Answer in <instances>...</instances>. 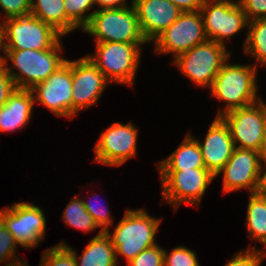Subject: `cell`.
<instances>
[{
	"instance_id": "cell-12",
	"label": "cell",
	"mask_w": 266,
	"mask_h": 266,
	"mask_svg": "<svg viewBox=\"0 0 266 266\" xmlns=\"http://www.w3.org/2000/svg\"><path fill=\"white\" fill-rule=\"evenodd\" d=\"M207 40L201 12L186 11L154 40V50L157 54H173L174 60Z\"/></svg>"
},
{
	"instance_id": "cell-27",
	"label": "cell",
	"mask_w": 266,
	"mask_h": 266,
	"mask_svg": "<svg viewBox=\"0 0 266 266\" xmlns=\"http://www.w3.org/2000/svg\"><path fill=\"white\" fill-rule=\"evenodd\" d=\"M40 266H77V263L74 253L67 246L57 244L42 253Z\"/></svg>"
},
{
	"instance_id": "cell-23",
	"label": "cell",
	"mask_w": 266,
	"mask_h": 266,
	"mask_svg": "<svg viewBox=\"0 0 266 266\" xmlns=\"http://www.w3.org/2000/svg\"><path fill=\"white\" fill-rule=\"evenodd\" d=\"M247 206L246 227L248 237L266 247V194H250Z\"/></svg>"
},
{
	"instance_id": "cell-2",
	"label": "cell",
	"mask_w": 266,
	"mask_h": 266,
	"mask_svg": "<svg viewBox=\"0 0 266 266\" xmlns=\"http://www.w3.org/2000/svg\"><path fill=\"white\" fill-rule=\"evenodd\" d=\"M61 42L62 40L53 48L45 50H5L3 64L17 89L30 90L36 84L44 82L66 62V58L61 56ZM15 68L18 72H15Z\"/></svg>"
},
{
	"instance_id": "cell-24",
	"label": "cell",
	"mask_w": 266,
	"mask_h": 266,
	"mask_svg": "<svg viewBox=\"0 0 266 266\" xmlns=\"http://www.w3.org/2000/svg\"><path fill=\"white\" fill-rule=\"evenodd\" d=\"M247 29L243 52L256 60L255 67H266V18L248 22Z\"/></svg>"
},
{
	"instance_id": "cell-35",
	"label": "cell",
	"mask_w": 266,
	"mask_h": 266,
	"mask_svg": "<svg viewBox=\"0 0 266 266\" xmlns=\"http://www.w3.org/2000/svg\"><path fill=\"white\" fill-rule=\"evenodd\" d=\"M16 89L13 79L10 77L4 64L0 65V107H2L9 96Z\"/></svg>"
},
{
	"instance_id": "cell-29",
	"label": "cell",
	"mask_w": 266,
	"mask_h": 266,
	"mask_svg": "<svg viewBox=\"0 0 266 266\" xmlns=\"http://www.w3.org/2000/svg\"><path fill=\"white\" fill-rule=\"evenodd\" d=\"M17 245L15 238L0 219V264H6V261H8L5 266H9L14 261L22 259L21 257L19 258L18 254L16 255Z\"/></svg>"
},
{
	"instance_id": "cell-11",
	"label": "cell",
	"mask_w": 266,
	"mask_h": 266,
	"mask_svg": "<svg viewBox=\"0 0 266 266\" xmlns=\"http://www.w3.org/2000/svg\"><path fill=\"white\" fill-rule=\"evenodd\" d=\"M200 12L207 39L224 46L226 39H231L248 26V20L237 0L204 1Z\"/></svg>"
},
{
	"instance_id": "cell-41",
	"label": "cell",
	"mask_w": 266,
	"mask_h": 266,
	"mask_svg": "<svg viewBox=\"0 0 266 266\" xmlns=\"http://www.w3.org/2000/svg\"><path fill=\"white\" fill-rule=\"evenodd\" d=\"M9 266H29L28 265V262L24 261L23 259L21 260H17V261H14L11 265ZM40 266V264H39Z\"/></svg>"
},
{
	"instance_id": "cell-6",
	"label": "cell",
	"mask_w": 266,
	"mask_h": 266,
	"mask_svg": "<svg viewBox=\"0 0 266 266\" xmlns=\"http://www.w3.org/2000/svg\"><path fill=\"white\" fill-rule=\"evenodd\" d=\"M230 55L227 46L207 40L180 54L172 63L195 85L209 90Z\"/></svg>"
},
{
	"instance_id": "cell-4",
	"label": "cell",
	"mask_w": 266,
	"mask_h": 266,
	"mask_svg": "<svg viewBox=\"0 0 266 266\" xmlns=\"http://www.w3.org/2000/svg\"><path fill=\"white\" fill-rule=\"evenodd\" d=\"M143 44L146 43L97 42L95 53L86 57L110 83L125 84L133 89Z\"/></svg>"
},
{
	"instance_id": "cell-32",
	"label": "cell",
	"mask_w": 266,
	"mask_h": 266,
	"mask_svg": "<svg viewBox=\"0 0 266 266\" xmlns=\"http://www.w3.org/2000/svg\"><path fill=\"white\" fill-rule=\"evenodd\" d=\"M256 243L254 246L249 245L244 251H239L230 259L224 266H260L263 262V254L261 249H257Z\"/></svg>"
},
{
	"instance_id": "cell-34",
	"label": "cell",
	"mask_w": 266,
	"mask_h": 266,
	"mask_svg": "<svg viewBox=\"0 0 266 266\" xmlns=\"http://www.w3.org/2000/svg\"><path fill=\"white\" fill-rule=\"evenodd\" d=\"M248 22L266 18V0H238Z\"/></svg>"
},
{
	"instance_id": "cell-37",
	"label": "cell",
	"mask_w": 266,
	"mask_h": 266,
	"mask_svg": "<svg viewBox=\"0 0 266 266\" xmlns=\"http://www.w3.org/2000/svg\"><path fill=\"white\" fill-rule=\"evenodd\" d=\"M126 1L128 2V0H94V5H98V9L95 10L127 7L129 4Z\"/></svg>"
},
{
	"instance_id": "cell-9",
	"label": "cell",
	"mask_w": 266,
	"mask_h": 266,
	"mask_svg": "<svg viewBox=\"0 0 266 266\" xmlns=\"http://www.w3.org/2000/svg\"><path fill=\"white\" fill-rule=\"evenodd\" d=\"M44 210L30 202H16L0 209V219L13 235L18 245L33 249L46 236Z\"/></svg>"
},
{
	"instance_id": "cell-3",
	"label": "cell",
	"mask_w": 266,
	"mask_h": 266,
	"mask_svg": "<svg viewBox=\"0 0 266 266\" xmlns=\"http://www.w3.org/2000/svg\"><path fill=\"white\" fill-rule=\"evenodd\" d=\"M161 221V218H154L145 209H127L113 233L105 231L115 248L117 263L119 254L128 263L141 251L155 246V237Z\"/></svg>"
},
{
	"instance_id": "cell-16",
	"label": "cell",
	"mask_w": 266,
	"mask_h": 266,
	"mask_svg": "<svg viewBox=\"0 0 266 266\" xmlns=\"http://www.w3.org/2000/svg\"><path fill=\"white\" fill-rule=\"evenodd\" d=\"M109 84L88 57L72 60V119L80 111L97 105Z\"/></svg>"
},
{
	"instance_id": "cell-39",
	"label": "cell",
	"mask_w": 266,
	"mask_h": 266,
	"mask_svg": "<svg viewBox=\"0 0 266 266\" xmlns=\"http://www.w3.org/2000/svg\"><path fill=\"white\" fill-rule=\"evenodd\" d=\"M259 153H260L262 162L265 163L266 162V130L264 133V137H263V141H262V145H261Z\"/></svg>"
},
{
	"instance_id": "cell-5",
	"label": "cell",
	"mask_w": 266,
	"mask_h": 266,
	"mask_svg": "<svg viewBox=\"0 0 266 266\" xmlns=\"http://www.w3.org/2000/svg\"><path fill=\"white\" fill-rule=\"evenodd\" d=\"M95 10L89 24L82 30L97 42L148 43L142 34L135 8Z\"/></svg>"
},
{
	"instance_id": "cell-10",
	"label": "cell",
	"mask_w": 266,
	"mask_h": 266,
	"mask_svg": "<svg viewBox=\"0 0 266 266\" xmlns=\"http://www.w3.org/2000/svg\"><path fill=\"white\" fill-rule=\"evenodd\" d=\"M220 117L227 124L236 148L260 152L266 130V102L261 99Z\"/></svg>"
},
{
	"instance_id": "cell-14",
	"label": "cell",
	"mask_w": 266,
	"mask_h": 266,
	"mask_svg": "<svg viewBox=\"0 0 266 266\" xmlns=\"http://www.w3.org/2000/svg\"><path fill=\"white\" fill-rule=\"evenodd\" d=\"M138 128L133 122L111 124L100 134L94 146V162L107 166H121L137 154Z\"/></svg>"
},
{
	"instance_id": "cell-17",
	"label": "cell",
	"mask_w": 266,
	"mask_h": 266,
	"mask_svg": "<svg viewBox=\"0 0 266 266\" xmlns=\"http://www.w3.org/2000/svg\"><path fill=\"white\" fill-rule=\"evenodd\" d=\"M146 41L153 42L183 12L168 0H132Z\"/></svg>"
},
{
	"instance_id": "cell-1",
	"label": "cell",
	"mask_w": 266,
	"mask_h": 266,
	"mask_svg": "<svg viewBox=\"0 0 266 266\" xmlns=\"http://www.w3.org/2000/svg\"><path fill=\"white\" fill-rule=\"evenodd\" d=\"M257 67L252 63L233 64L228 60L211 84L210 96L224 102V109L219 108L217 117L237 109L252 105L262 98L257 94Z\"/></svg>"
},
{
	"instance_id": "cell-21",
	"label": "cell",
	"mask_w": 266,
	"mask_h": 266,
	"mask_svg": "<svg viewBox=\"0 0 266 266\" xmlns=\"http://www.w3.org/2000/svg\"><path fill=\"white\" fill-rule=\"evenodd\" d=\"M158 170H188L205 168L202 152L193 134L189 132L167 158L159 161Z\"/></svg>"
},
{
	"instance_id": "cell-25",
	"label": "cell",
	"mask_w": 266,
	"mask_h": 266,
	"mask_svg": "<svg viewBox=\"0 0 266 266\" xmlns=\"http://www.w3.org/2000/svg\"><path fill=\"white\" fill-rule=\"evenodd\" d=\"M78 197H72L68 205L65 207L62 214V221L66 225L82 230L83 232H92L98 229V225L92 218V216L86 211L82 199Z\"/></svg>"
},
{
	"instance_id": "cell-7",
	"label": "cell",
	"mask_w": 266,
	"mask_h": 266,
	"mask_svg": "<svg viewBox=\"0 0 266 266\" xmlns=\"http://www.w3.org/2000/svg\"><path fill=\"white\" fill-rule=\"evenodd\" d=\"M162 200L177 210L181 203L200 205L207 188L216 178L206 168L159 170Z\"/></svg>"
},
{
	"instance_id": "cell-13",
	"label": "cell",
	"mask_w": 266,
	"mask_h": 266,
	"mask_svg": "<svg viewBox=\"0 0 266 266\" xmlns=\"http://www.w3.org/2000/svg\"><path fill=\"white\" fill-rule=\"evenodd\" d=\"M262 160L254 150L234 148L232 156L215 177L223 174V194L248 189L249 194L260 192Z\"/></svg>"
},
{
	"instance_id": "cell-40",
	"label": "cell",
	"mask_w": 266,
	"mask_h": 266,
	"mask_svg": "<svg viewBox=\"0 0 266 266\" xmlns=\"http://www.w3.org/2000/svg\"><path fill=\"white\" fill-rule=\"evenodd\" d=\"M5 52V43H4V30L2 23L0 22V52Z\"/></svg>"
},
{
	"instance_id": "cell-22",
	"label": "cell",
	"mask_w": 266,
	"mask_h": 266,
	"mask_svg": "<svg viewBox=\"0 0 266 266\" xmlns=\"http://www.w3.org/2000/svg\"><path fill=\"white\" fill-rule=\"evenodd\" d=\"M30 2V14L51 25L63 36L77 29L66 17L64 0H30Z\"/></svg>"
},
{
	"instance_id": "cell-26",
	"label": "cell",
	"mask_w": 266,
	"mask_h": 266,
	"mask_svg": "<svg viewBox=\"0 0 266 266\" xmlns=\"http://www.w3.org/2000/svg\"><path fill=\"white\" fill-rule=\"evenodd\" d=\"M63 3L66 17L77 28L83 30L89 24L95 12V10L90 11L95 7L94 0H64Z\"/></svg>"
},
{
	"instance_id": "cell-30",
	"label": "cell",
	"mask_w": 266,
	"mask_h": 266,
	"mask_svg": "<svg viewBox=\"0 0 266 266\" xmlns=\"http://www.w3.org/2000/svg\"><path fill=\"white\" fill-rule=\"evenodd\" d=\"M96 200L95 195H91V199ZM84 206L86 208V211L92 216V218L94 219V221L96 222V224L98 225V227H101V230L103 232H105L106 230H110V226H113V221H114V217L110 214V210L106 209L103 206H101L100 204L97 205V200L96 202L91 203L89 200H84L82 199ZM89 201V202H88ZM99 201V200H98ZM101 201H99L100 203ZM96 203V204H95ZM113 217V218H112Z\"/></svg>"
},
{
	"instance_id": "cell-31",
	"label": "cell",
	"mask_w": 266,
	"mask_h": 266,
	"mask_svg": "<svg viewBox=\"0 0 266 266\" xmlns=\"http://www.w3.org/2000/svg\"><path fill=\"white\" fill-rule=\"evenodd\" d=\"M164 248L156 244L141 251L126 266H163Z\"/></svg>"
},
{
	"instance_id": "cell-15",
	"label": "cell",
	"mask_w": 266,
	"mask_h": 266,
	"mask_svg": "<svg viewBox=\"0 0 266 266\" xmlns=\"http://www.w3.org/2000/svg\"><path fill=\"white\" fill-rule=\"evenodd\" d=\"M72 60L66 59L44 82L32 91L34 103L40 102L57 117L72 119Z\"/></svg>"
},
{
	"instance_id": "cell-8",
	"label": "cell",
	"mask_w": 266,
	"mask_h": 266,
	"mask_svg": "<svg viewBox=\"0 0 266 266\" xmlns=\"http://www.w3.org/2000/svg\"><path fill=\"white\" fill-rule=\"evenodd\" d=\"M4 30L5 50H45L63 37L54 27L32 14L0 21Z\"/></svg>"
},
{
	"instance_id": "cell-33",
	"label": "cell",
	"mask_w": 266,
	"mask_h": 266,
	"mask_svg": "<svg viewBox=\"0 0 266 266\" xmlns=\"http://www.w3.org/2000/svg\"><path fill=\"white\" fill-rule=\"evenodd\" d=\"M0 8L5 13L4 20L30 14L31 2L30 0H0Z\"/></svg>"
},
{
	"instance_id": "cell-19",
	"label": "cell",
	"mask_w": 266,
	"mask_h": 266,
	"mask_svg": "<svg viewBox=\"0 0 266 266\" xmlns=\"http://www.w3.org/2000/svg\"><path fill=\"white\" fill-rule=\"evenodd\" d=\"M34 104L31 90L16 88L0 107V132L12 133L25 128L30 123Z\"/></svg>"
},
{
	"instance_id": "cell-42",
	"label": "cell",
	"mask_w": 266,
	"mask_h": 266,
	"mask_svg": "<svg viewBox=\"0 0 266 266\" xmlns=\"http://www.w3.org/2000/svg\"><path fill=\"white\" fill-rule=\"evenodd\" d=\"M261 250H262V254H263V259H265L266 258V247H265V249L263 248Z\"/></svg>"
},
{
	"instance_id": "cell-43",
	"label": "cell",
	"mask_w": 266,
	"mask_h": 266,
	"mask_svg": "<svg viewBox=\"0 0 266 266\" xmlns=\"http://www.w3.org/2000/svg\"><path fill=\"white\" fill-rule=\"evenodd\" d=\"M4 57L0 55V65L3 63Z\"/></svg>"
},
{
	"instance_id": "cell-38",
	"label": "cell",
	"mask_w": 266,
	"mask_h": 266,
	"mask_svg": "<svg viewBox=\"0 0 266 266\" xmlns=\"http://www.w3.org/2000/svg\"><path fill=\"white\" fill-rule=\"evenodd\" d=\"M262 180H261V186H260V192L266 194V162L262 163Z\"/></svg>"
},
{
	"instance_id": "cell-18",
	"label": "cell",
	"mask_w": 266,
	"mask_h": 266,
	"mask_svg": "<svg viewBox=\"0 0 266 266\" xmlns=\"http://www.w3.org/2000/svg\"><path fill=\"white\" fill-rule=\"evenodd\" d=\"M200 146L205 168L214 176L226 165L234 151V143L227 124L215 117L210 124L204 142L196 139Z\"/></svg>"
},
{
	"instance_id": "cell-28",
	"label": "cell",
	"mask_w": 266,
	"mask_h": 266,
	"mask_svg": "<svg viewBox=\"0 0 266 266\" xmlns=\"http://www.w3.org/2000/svg\"><path fill=\"white\" fill-rule=\"evenodd\" d=\"M163 266H200L197 255L185 246H177L168 253L164 249Z\"/></svg>"
},
{
	"instance_id": "cell-36",
	"label": "cell",
	"mask_w": 266,
	"mask_h": 266,
	"mask_svg": "<svg viewBox=\"0 0 266 266\" xmlns=\"http://www.w3.org/2000/svg\"><path fill=\"white\" fill-rule=\"evenodd\" d=\"M175 4L181 11H200L203 5L202 0H168Z\"/></svg>"
},
{
	"instance_id": "cell-20",
	"label": "cell",
	"mask_w": 266,
	"mask_h": 266,
	"mask_svg": "<svg viewBox=\"0 0 266 266\" xmlns=\"http://www.w3.org/2000/svg\"><path fill=\"white\" fill-rule=\"evenodd\" d=\"M58 245L67 246L74 253L77 266H117L118 264L115 248L110 238L101 229L98 234L88 242L79 257L75 250L64 242V240L58 243Z\"/></svg>"
}]
</instances>
